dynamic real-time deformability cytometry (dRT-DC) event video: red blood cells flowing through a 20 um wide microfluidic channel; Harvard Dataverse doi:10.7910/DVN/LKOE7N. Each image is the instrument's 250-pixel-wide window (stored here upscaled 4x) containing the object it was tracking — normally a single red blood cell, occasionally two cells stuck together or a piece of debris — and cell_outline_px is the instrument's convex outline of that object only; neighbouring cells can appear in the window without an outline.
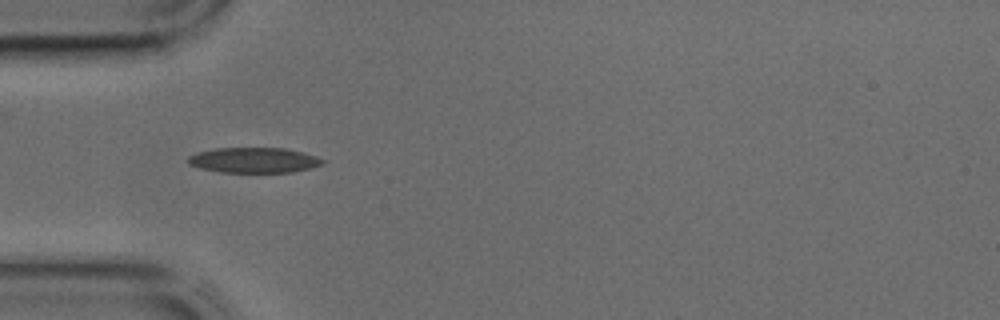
{"species": "common noctule bat (a hibernating species)", "species_latin": "Nyctalus noctula", "temperature_condition": "cold", "stored_images_in_passage": 41, "camera_frame_rate_fps": 3000, "um_per_image_px": 0.085, "animal": {"sex": "male", "body_mass_g": 17.9, "forearm_length_mm": 54.2}, "frame": {"image": 1, "passage_image": 12, "time_ms": 3.667, "image_size_px": [1000, 320], "cell_outline_px": [[328, 160], [324, 164], [312, 168], [292, 172], [220, 172], [200, 168], [188, 164], [188, 156], [196, 152], [216, 148], [284, 148], [304, 152]], "centroid_in_image_um": [21.62, 13.61], "position_along_channel_um": 63.4, "area_um2": 20.06}}